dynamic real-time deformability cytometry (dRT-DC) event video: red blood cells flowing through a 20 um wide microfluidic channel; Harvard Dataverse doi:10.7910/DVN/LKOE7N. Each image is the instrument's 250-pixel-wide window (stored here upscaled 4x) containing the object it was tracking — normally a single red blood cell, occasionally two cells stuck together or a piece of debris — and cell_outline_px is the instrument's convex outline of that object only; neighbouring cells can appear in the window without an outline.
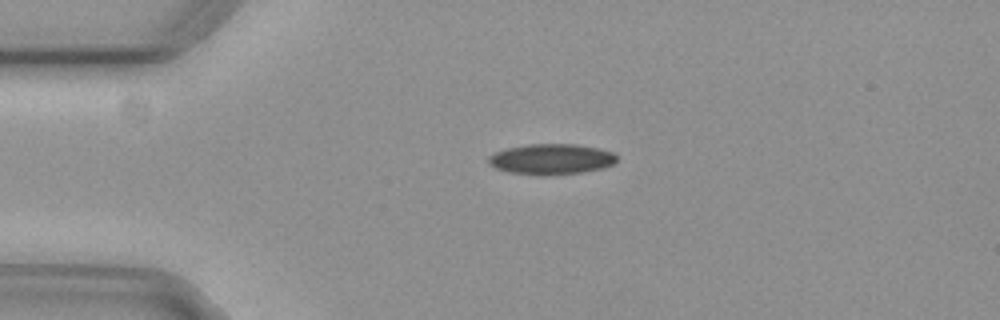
{"species": "common noctule bat (a hibernating species)", "species_latin": "Nyctalus noctula", "temperature_condition": "cold", "stored_images_in_passage": 37, "camera_frame_rate_fps": 3000, "um_per_image_px": 0.085, "animal": {"sex": "female", "body_mass_g": 29.2, "forearm_length_mm": 56.3}, "frame": {"image": 1, "passage_image": 1, "time_ms": 0.0, "image_size_px": [1000, 320], "cell_outline_px": [[616, 160], [612, 164], [600, 168], [580, 172], [508, 172], [496, 168], [488, 164], [488, 156], [496, 152], [508, 148], [528, 144], [576, 144], [596, 148], [612, 152], [616, 156]], "centroid_in_image_um": [46.83, 13.47], "position_along_channel_um": 38.2, "area_um2": 21.62}}
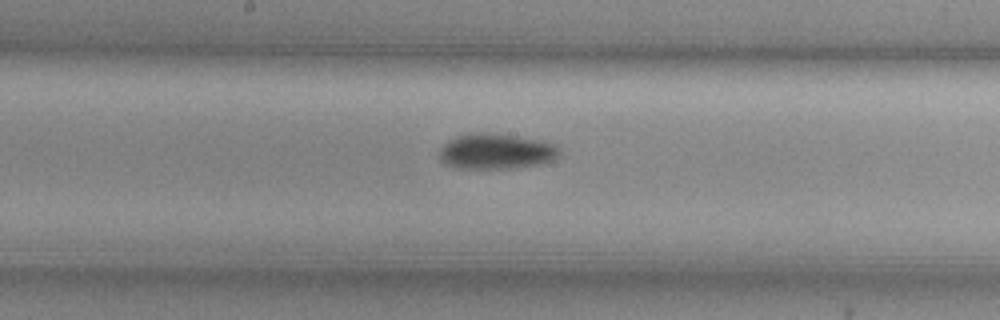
{"frame": {"image": 2, "passage_image": 17, "time_ms": 5.333, "image_size_px": [1000, 320], "cell_outline_px": [[560, 152], [552, 160], [540, 164], [512, 168], [456, 168], [444, 164], [440, 160], [440, 152], [444, 144], [460, 136], [480, 132], [484, 132], [516, 136], [540, 140], [552, 144], [560, 148]], "centroid_in_image_um": [42.18, 12.88], "position_along_channel_um": 206.0, "area_um2": 24.39}}
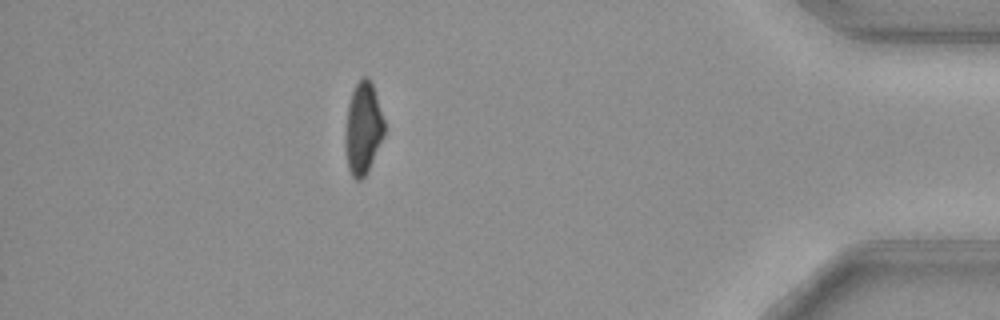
{"frame": {"image": 3, "passage_image": 37, "time_ms": 12.0, "image_size_px": [1000, 320], "cell_outline_px": [[384, 136], [368, 172], [360, 180], [356, 180], [352, 176], [348, 168], [344, 136], [344, 132], [348, 104], [352, 92], [356, 84], [364, 76], [368, 76], [372, 84], [384, 120]], "centroid_in_image_um": [30.85, 10.93], "position_along_channel_um": 404.4, "area_um2": 20.92}, "authors_computed_cell_mechanics": {"area_um2": 23.0044, "velocity_mm_per_s": 3.7267, "shape_relaxation_time_tau1_ms": 4.6588, "shape_relaxation_time_tau2_ms": null, "deformation_change_tau1": 0.1186, "deformation_change_tau2": null}}